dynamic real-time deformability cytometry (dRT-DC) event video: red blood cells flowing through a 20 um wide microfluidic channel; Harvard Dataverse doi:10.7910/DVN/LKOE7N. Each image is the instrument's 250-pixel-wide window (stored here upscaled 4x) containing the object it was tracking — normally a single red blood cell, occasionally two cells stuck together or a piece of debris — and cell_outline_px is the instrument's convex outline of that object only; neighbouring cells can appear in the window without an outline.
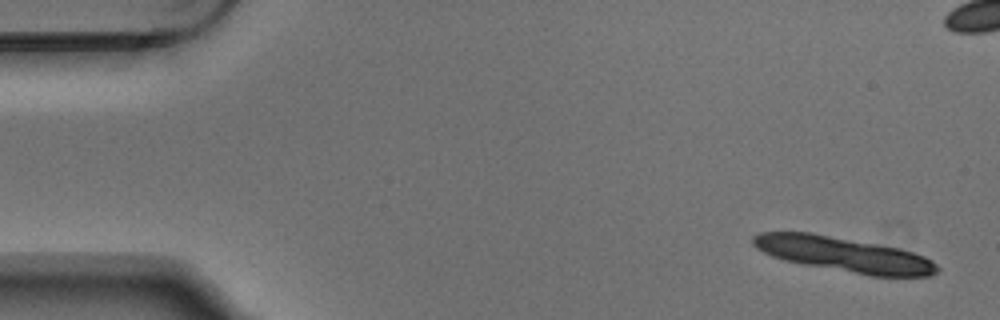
{"species": "Egyptian fruit bat (a non-hibernating species)", "species_latin": "Rousettus aegyptiacus", "temperature_condition": "warm", "stored_images_in_passage": 8, "camera_frame_rate_fps": 3000, "um_per_image_px": 0.085, "animal": {"sex": "male"}, "frame": {"image": 1, "passage_image": 1, "time_ms": 0.0, "image_size_px": [1000, 320], "cell_outline_px": [[940, 268], [932, 276], [868, 276], [804, 264], [784, 260], [772, 256], [756, 248], [752, 244], [752, 236], [760, 232], [812, 232], [900, 248], [924, 256], [932, 260]], "centroid_in_image_um": [71.73, 21.62], "position_along_channel_um": 13.3, "area_um2": 37.51}}
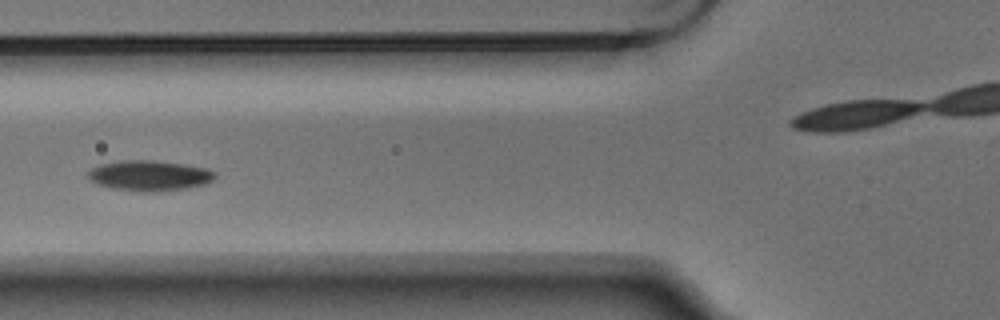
{"frame": {"image": 2, "passage_image": 6, "time_ms": 1.667, "image_size_px": [1000, 320], "cell_outline_px": [[216, 176], [212, 180], [204, 184], [188, 188], [152, 192], [132, 192], [112, 188], [96, 184], [88, 176], [88, 172], [92, 168], [100, 164], [120, 160], [152, 160], [184, 164], [208, 168], [216, 172]], "centroid_in_image_um": [12.71, 14.93], "position_along_channel_um": 113.1, "area_um2": 22.72}}
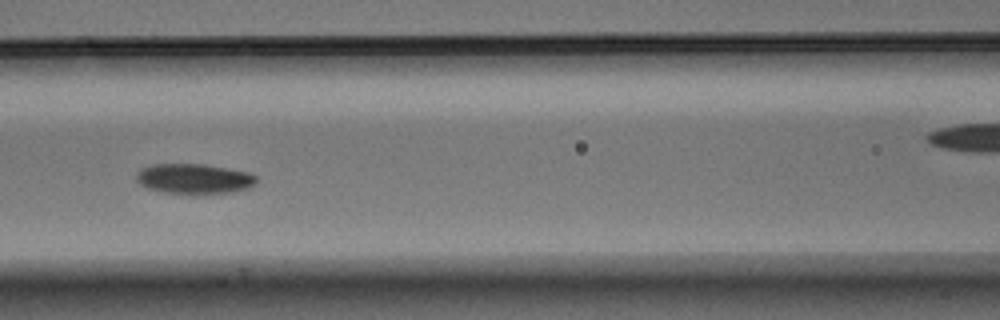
{"frame": {"image": 3, "passage_image": 7, "time_ms": 2.0, "image_size_px": [1000, 320], "cell_outline_px": [[256, 184], [248, 188], [232, 192], [200, 196], [196, 196], [164, 192], [148, 188], [140, 184], [136, 180], [136, 172], [140, 168], [152, 164], [204, 164], [252, 172], [256, 176]], "centroid_in_image_um": [16.52, 15.22], "position_along_channel_um": 150.1, "area_um2": 21.85}}